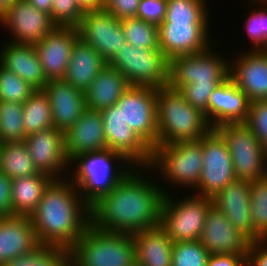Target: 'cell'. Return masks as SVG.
I'll list each match as a JSON object with an SVG mask.
<instances>
[{"mask_svg":"<svg viewBox=\"0 0 267 266\" xmlns=\"http://www.w3.org/2000/svg\"><path fill=\"white\" fill-rule=\"evenodd\" d=\"M149 170L135 167L110 193L92 203L90 224L106 232L125 234L158 227L163 197L169 191L150 175L148 179L145 173Z\"/></svg>","mask_w":267,"mask_h":266,"instance_id":"obj_1","label":"cell"},{"mask_svg":"<svg viewBox=\"0 0 267 266\" xmlns=\"http://www.w3.org/2000/svg\"><path fill=\"white\" fill-rule=\"evenodd\" d=\"M40 244L70 250L90 224L89 205L68 179L53 180L29 216Z\"/></svg>","mask_w":267,"mask_h":266,"instance_id":"obj_2","label":"cell"},{"mask_svg":"<svg viewBox=\"0 0 267 266\" xmlns=\"http://www.w3.org/2000/svg\"><path fill=\"white\" fill-rule=\"evenodd\" d=\"M114 162L118 164L115 166ZM70 169L68 179L90 206L100 196L110 193L134 166L122 154L106 149L76 156L70 161Z\"/></svg>","mask_w":267,"mask_h":266,"instance_id":"obj_3","label":"cell"},{"mask_svg":"<svg viewBox=\"0 0 267 266\" xmlns=\"http://www.w3.org/2000/svg\"><path fill=\"white\" fill-rule=\"evenodd\" d=\"M158 144L200 140L212 127L205 115L169 85L156 93Z\"/></svg>","mask_w":267,"mask_h":266,"instance_id":"obj_4","label":"cell"},{"mask_svg":"<svg viewBox=\"0 0 267 266\" xmlns=\"http://www.w3.org/2000/svg\"><path fill=\"white\" fill-rule=\"evenodd\" d=\"M71 266H136L131 234L106 232L89 224L69 250Z\"/></svg>","mask_w":267,"mask_h":266,"instance_id":"obj_5","label":"cell"},{"mask_svg":"<svg viewBox=\"0 0 267 266\" xmlns=\"http://www.w3.org/2000/svg\"><path fill=\"white\" fill-rule=\"evenodd\" d=\"M202 138L175 144H157L152 149L150 171H156L168 184L195 191L203 168ZM151 167V168H150ZM155 168V170H154ZM152 169V170H151ZM166 179V180H165Z\"/></svg>","mask_w":267,"mask_h":266,"instance_id":"obj_6","label":"cell"},{"mask_svg":"<svg viewBox=\"0 0 267 266\" xmlns=\"http://www.w3.org/2000/svg\"><path fill=\"white\" fill-rule=\"evenodd\" d=\"M170 194L163 197L159 226L173 242L199 240L212 198L190 193L179 199Z\"/></svg>","mask_w":267,"mask_h":266,"instance_id":"obj_7","label":"cell"},{"mask_svg":"<svg viewBox=\"0 0 267 266\" xmlns=\"http://www.w3.org/2000/svg\"><path fill=\"white\" fill-rule=\"evenodd\" d=\"M216 53L210 46L197 54L172 58L168 85L177 90L180 87L216 88L229 77V59Z\"/></svg>","mask_w":267,"mask_h":266,"instance_id":"obj_8","label":"cell"},{"mask_svg":"<svg viewBox=\"0 0 267 266\" xmlns=\"http://www.w3.org/2000/svg\"><path fill=\"white\" fill-rule=\"evenodd\" d=\"M227 142L236 179L255 181L267 175V149L245 122L215 128Z\"/></svg>","mask_w":267,"mask_h":266,"instance_id":"obj_9","label":"cell"},{"mask_svg":"<svg viewBox=\"0 0 267 266\" xmlns=\"http://www.w3.org/2000/svg\"><path fill=\"white\" fill-rule=\"evenodd\" d=\"M131 86L160 88L169 83L170 60L160 49L136 48L127 42L108 62Z\"/></svg>","mask_w":267,"mask_h":266,"instance_id":"obj_10","label":"cell"},{"mask_svg":"<svg viewBox=\"0 0 267 266\" xmlns=\"http://www.w3.org/2000/svg\"><path fill=\"white\" fill-rule=\"evenodd\" d=\"M202 148L203 168L193 194L212 198L236 177L227 142L215 128L202 137Z\"/></svg>","mask_w":267,"mask_h":266,"instance_id":"obj_11","label":"cell"},{"mask_svg":"<svg viewBox=\"0 0 267 266\" xmlns=\"http://www.w3.org/2000/svg\"><path fill=\"white\" fill-rule=\"evenodd\" d=\"M156 93L155 87L131 86L116 103L125 123L151 149L158 144Z\"/></svg>","mask_w":267,"mask_h":266,"instance_id":"obj_12","label":"cell"},{"mask_svg":"<svg viewBox=\"0 0 267 266\" xmlns=\"http://www.w3.org/2000/svg\"><path fill=\"white\" fill-rule=\"evenodd\" d=\"M100 112L107 149L122 154L134 167H148L152 149L125 123L122 110L115 104Z\"/></svg>","mask_w":267,"mask_h":266,"instance_id":"obj_13","label":"cell"},{"mask_svg":"<svg viewBox=\"0 0 267 266\" xmlns=\"http://www.w3.org/2000/svg\"><path fill=\"white\" fill-rule=\"evenodd\" d=\"M77 28L79 37L101 54L107 63L127 42L121 21L104 8L84 11Z\"/></svg>","mask_w":267,"mask_h":266,"instance_id":"obj_14","label":"cell"},{"mask_svg":"<svg viewBox=\"0 0 267 266\" xmlns=\"http://www.w3.org/2000/svg\"><path fill=\"white\" fill-rule=\"evenodd\" d=\"M0 25L11 33V42L24 44L40 42L56 27L49 14L27 0H15L0 17Z\"/></svg>","mask_w":267,"mask_h":266,"instance_id":"obj_15","label":"cell"},{"mask_svg":"<svg viewBox=\"0 0 267 266\" xmlns=\"http://www.w3.org/2000/svg\"><path fill=\"white\" fill-rule=\"evenodd\" d=\"M30 157L39 173L54 180L68 178L70 161L65 152L64 133L52 127L28 135L25 140Z\"/></svg>","mask_w":267,"mask_h":266,"instance_id":"obj_16","label":"cell"},{"mask_svg":"<svg viewBox=\"0 0 267 266\" xmlns=\"http://www.w3.org/2000/svg\"><path fill=\"white\" fill-rule=\"evenodd\" d=\"M209 28V23H161L158 26L159 49L169 60L203 52L212 46Z\"/></svg>","mask_w":267,"mask_h":266,"instance_id":"obj_17","label":"cell"},{"mask_svg":"<svg viewBox=\"0 0 267 266\" xmlns=\"http://www.w3.org/2000/svg\"><path fill=\"white\" fill-rule=\"evenodd\" d=\"M251 182L236 179L212 197L213 205L222 211L230 224L250 242L262 240L254 231L251 219Z\"/></svg>","mask_w":267,"mask_h":266,"instance_id":"obj_18","label":"cell"},{"mask_svg":"<svg viewBox=\"0 0 267 266\" xmlns=\"http://www.w3.org/2000/svg\"><path fill=\"white\" fill-rule=\"evenodd\" d=\"M78 38V28L56 26L45 38L34 44L48 81L64 78Z\"/></svg>","mask_w":267,"mask_h":266,"instance_id":"obj_19","label":"cell"},{"mask_svg":"<svg viewBox=\"0 0 267 266\" xmlns=\"http://www.w3.org/2000/svg\"><path fill=\"white\" fill-rule=\"evenodd\" d=\"M246 51L229 61V77L250 102L267 100V50Z\"/></svg>","mask_w":267,"mask_h":266,"instance_id":"obj_20","label":"cell"},{"mask_svg":"<svg viewBox=\"0 0 267 266\" xmlns=\"http://www.w3.org/2000/svg\"><path fill=\"white\" fill-rule=\"evenodd\" d=\"M199 241L210 254L231 253L245 256L250 243L214 205L207 212Z\"/></svg>","mask_w":267,"mask_h":266,"instance_id":"obj_21","label":"cell"},{"mask_svg":"<svg viewBox=\"0 0 267 266\" xmlns=\"http://www.w3.org/2000/svg\"><path fill=\"white\" fill-rule=\"evenodd\" d=\"M64 142L69 161L83 153L106 150L101 112L87 108L76 123L64 132Z\"/></svg>","mask_w":267,"mask_h":266,"instance_id":"obj_22","label":"cell"},{"mask_svg":"<svg viewBox=\"0 0 267 266\" xmlns=\"http://www.w3.org/2000/svg\"><path fill=\"white\" fill-rule=\"evenodd\" d=\"M52 108L53 127L66 132L87 109L85 92L76 89L70 83L49 80L44 87Z\"/></svg>","mask_w":267,"mask_h":266,"instance_id":"obj_23","label":"cell"},{"mask_svg":"<svg viewBox=\"0 0 267 266\" xmlns=\"http://www.w3.org/2000/svg\"><path fill=\"white\" fill-rule=\"evenodd\" d=\"M250 101L246 94L228 77L209 98V124L216 128L223 123L245 122Z\"/></svg>","mask_w":267,"mask_h":266,"instance_id":"obj_24","label":"cell"},{"mask_svg":"<svg viewBox=\"0 0 267 266\" xmlns=\"http://www.w3.org/2000/svg\"><path fill=\"white\" fill-rule=\"evenodd\" d=\"M39 244L29 216L0 217V266L32 251Z\"/></svg>","mask_w":267,"mask_h":266,"instance_id":"obj_25","label":"cell"},{"mask_svg":"<svg viewBox=\"0 0 267 266\" xmlns=\"http://www.w3.org/2000/svg\"><path fill=\"white\" fill-rule=\"evenodd\" d=\"M0 64L20 76L35 90H43L47 85L34 44L8 41L0 48Z\"/></svg>","mask_w":267,"mask_h":266,"instance_id":"obj_26","label":"cell"},{"mask_svg":"<svg viewBox=\"0 0 267 266\" xmlns=\"http://www.w3.org/2000/svg\"><path fill=\"white\" fill-rule=\"evenodd\" d=\"M107 64L101 54L79 37L73 46L63 80L85 92Z\"/></svg>","mask_w":267,"mask_h":266,"instance_id":"obj_27","label":"cell"},{"mask_svg":"<svg viewBox=\"0 0 267 266\" xmlns=\"http://www.w3.org/2000/svg\"><path fill=\"white\" fill-rule=\"evenodd\" d=\"M136 266H172L173 241L160 227L131 234Z\"/></svg>","mask_w":267,"mask_h":266,"instance_id":"obj_28","label":"cell"},{"mask_svg":"<svg viewBox=\"0 0 267 266\" xmlns=\"http://www.w3.org/2000/svg\"><path fill=\"white\" fill-rule=\"evenodd\" d=\"M129 87L127 79L107 64L85 91L86 106L95 111L114 106Z\"/></svg>","mask_w":267,"mask_h":266,"instance_id":"obj_29","label":"cell"},{"mask_svg":"<svg viewBox=\"0 0 267 266\" xmlns=\"http://www.w3.org/2000/svg\"><path fill=\"white\" fill-rule=\"evenodd\" d=\"M53 180L43 173L13 179L12 215L30 216Z\"/></svg>","mask_w":267,"mask_h":266,"instance_id":"obj_30","label":"cell"},{"mask_svg":"<svg viewBox=\"0 0 267 266\" xmlns=\"http://www.w3.org/2000/svg\"><path fill=\"white\" fill-rule=\"evenodd\" d=\"M0 172L11 180L39 174L24 141L0 143Z\"/></svg>","mask_w":267,"mask_h":266,"instance_id":"obj_31","label":"cell"},{"mask_svg":"<svg viewBox=\"0 0 267 266\" xmlns=\"http://www.w3.org/2000/svg\"><path fill=\"white\" fill-rule=\"evenodd\" d=\"M22 105L27 136L53 127L52 108L44 90H35Z\"/></svg>","mask_w":267,"mask_h":266,"instance_id":"obj_32","label":"cell"},{"mask_svg":"<svg viewBox=\"0 0 267 266\" xmlns=\"http://www.w3.org/2000/svg\"><path fill=\"white\" fill-rule=\"evenodd\" d=\"M69 250L59 245L39 244L32 251L20 255L4 266H67Z\"/></svg>","mask_w":267,"mask_h":266,"instance_id":"obj_33","label":"cell"},{"mask_svg":"<svg viewBox=\"0 0 267 266\" xmlns=\"http://www.w3.org/2000/svg\"><path fill=\"white\" fill-rule=\"evenodd\" d=\"M207 2L206 0H167V10L162 23H209L210 11H208Z\"/></svg>","mask_w":267,"mask_h":266,"instance_id":"obj_34","label":"cell"},{"mask_svg":"<svg viewBox=\"0 0 267 266\" xmlns=\"http://www.w3.org/2000/svg\"><path fill=\"white\" fill-rule=\"evenodd\" d=\"M27 137L23 124V105L0 101V143L24 141Z\"/></svg>","mask_w":267,"mask_h":266,"instance_id":"obj_35","label":"cell"},{"mask_svg":"<svg viewBox=\"0 0 267 266\" xmlns=\"http://www.w3.org/2000/svg\"><path fill=\"white\" fill-rule=\"evenodd\" d=\"M128 44L144 49H159L158 26L137 17L121 20Z\"/></svg>","mask_w":267,"mask_h":266,"instance_id":"obj_36","label":"cell"},{"mask_svg":"<svg viewBox=\"0 0 267 266\" xmlns=\"http://www.w3.org/2000/svg\"><path fill=\"white\" fill-rule=\"evenodd\" d=\"M251 219L256 234L267 240V175L251 182Z\"/></svg>","mask_w":267,"mask_h":266,"instance_id":"obj_37","label":"cell"},{"mask_svg":"<svg viewBox=\"0 0 267 266\" xmlns=\"http://www.w3.org/2000/svg\"><path fill=\"white\" fill-rule=\"evenodd\" d=\"M250 4H255L254 6L258 8L250 10V14L243 23L253 47L249 50H267V2H257V4L251 2Z\"/></svg>","mask_w":267,"mask_h":266,"instance_id":"obj_38","label":"cell"},{"mask_svg":"<svg viewBox=\"0 0 267 266\" xmlns=\"http://www.w3.org/2000/svg\"><path fill=\"white\" fill-rule=\"evenodd\" d=\"M210 253L199 240L173 243L172 266H206Z\"/></svg>","mask_w":267,"mask_h":266,"instance_id":"obj_39","label":"cell"},{"mask_svg":"<svg viewBox=\"0 0 267 266\" xmlns=\"http://www.w3.org/2000/svg\"><path fill=\"white\" fill-rule=\"evenodd\" d=\"M34 91L20 76L0 64V101L23 104Z\"/></svg>","mask_w":267,"mask_h":266,"instance_id":"obj_40","label":"cell"},{"mask_svg":"<svg viewBox=\"0 0 267 266\" xmlns=\"http://www.w3.org/2000/svg\"><path fill=\"white\" fill-rule=\"evenodd\" d=\"M84 11L75 0H53L51 19L56 26L78 27Z\"/></svg>","mask_w":267,"mask_h":266,"instance_id":"obj_41","label":"cell"},{"mask_svg":"<svg viewBox=\"0 0 267 266\" xmlns=\"http://www.w3.org/2000/svg\"><path fill=\"white\" fill-rule=\"evenodd\" d=\"M245 123L252 129L260 144L267 149V100L250 102Z\"/></svg>","mask_w":267,"mask_h":266,"instance_id":"obj_42","label":"cell"},{"mask_svg":"<svg viewBox=\"0 0 267 266\" xmlns=\"http://www.w3.org/2000/svg\"><path fill=\"white\" fill-rule=\"evenodd\" d=\"M167 0H140L137 18L159 26L165 18Z\"/></svg>","mask_w":267,"mask_h":266,"instance_id":"obj_43","label":"cell"},{"mask_svg":"<svg viewBox=\"0 0 267 266\" xmlns=\"http://www.w3.org/2000/svg\"><path fill=\"white\" fill-rule=\"evenodd\" d=\"M215 88L180 87L178 91L194 108L202 112L209 122V98Z\"/></svg>","mask_w":267,"mask_h":266,"instance_id":"obj_44","label":"cell"},{"mask_svg":"<svg viewBox=\"0 0 267 266\" xmlns=\"http://www.w3.org/2000/svg\"><path fill=\"white\" fill-rule=\"evenodd\" d=\"M140 0H110L103 8L118 20L135 18Z\"/></svg>","mask_w":267,"mask_h":266,"instance_id":"obj_45","label":"cell"},{"mask_svg":"<svg viewBox=\"0 0 267 266\" xmlns=\"http://www.w3.org/2000/svg\"><path fill=\"white\" fill-rule=\"evenodd\" d=\"M246 266H267V240H256L249 243Z\"/></svg>","mask_w":267,"mask_h":266,"instance_id":"obj_46","label":"cell"},{"mask_svg":"<svg viewBox=\"0 0 267 266\" xmlns=\"http://www.w3.org/2000/svg\"><path fill=\"white\" fill-rule=\"evenodd\" d=\"M12 215V180L0 172V217Z\"/></svg>","mask_w":267,"mask_h":266,"instance_id":"obj_47","label":"cell"},{"mask_svg":"<svg viewBox=\"0 0 267 266\" xmlns=\"http://www.w3.org/2000/svg\"><path fill=\"white\" fill-rule=\"evenodd\" d=\"M206 266H246L243 254H210Z\"/></svg>","mask_w":267,"mask_h":266,"instance_id":"obj_48","label":"cell"},{"mask_svg":"<svg viewBox=\"0 0 267 266\" xmlns=\"http://www.w3.org/2000/svg\"><path fill=\"white\" fill-rule=\"evenodd\" d=\"M30 4L51 16L53 0H27Z\"/></svg>","mask_w":267,"mask_h":266,"instance_id":"obj_49","label":"cell"},{"mask_svg":"<svg viewBox=\"0 0 267 266\" xmlns=\"http://www.w3.org/2000/svg\"><path fill=\"white\" fill-rule=\"evenodd\" d=\"M75 1L83 11L98 10L103 8L98 3V0H75Z\"/></svg>","mask_w":267,"mask_h":266,"instance_id":"obj_50","label":"cell"},{"mask_svg":"<svg viewBox=\"0 0 267 266\" xmlns=\"http://www.w3.org/2000/svg\"><path fill=\"white\" fill-rule=\"evenodd\" d=\"M15 0H0V17L8 10Z\"/></svg>","mask_w":267,"mask_h":266,"instance_id":"obj_51","label":"cell"},{"mask_svg":"<svg viewBox=\"0 0 267 266\" xmlns=\"http://www.w3.org/2000/svg\"><path fill=\"white\" fill-rule=\"evenodd\" d=\"M110 0H98V3L104 7Z\"/></svg>","mask_w":267,"mask_h":266,"instance_id":"obj_52","label":"cell"},{"mask_svg":"<svg viewBox=\"0 0 267 266\" xmlns=\"http://www.w3.org/2000/svg\"><path fill=\"white\" fill-rule=\"evenodd\" d=\"M251 1H252V2H256V3H257V2H267V0H249V2H251Z\"/></svg>","mask_w":267,"mask_h":266,"instance_id":"obj_53","label":"cell"}]
</instances>
